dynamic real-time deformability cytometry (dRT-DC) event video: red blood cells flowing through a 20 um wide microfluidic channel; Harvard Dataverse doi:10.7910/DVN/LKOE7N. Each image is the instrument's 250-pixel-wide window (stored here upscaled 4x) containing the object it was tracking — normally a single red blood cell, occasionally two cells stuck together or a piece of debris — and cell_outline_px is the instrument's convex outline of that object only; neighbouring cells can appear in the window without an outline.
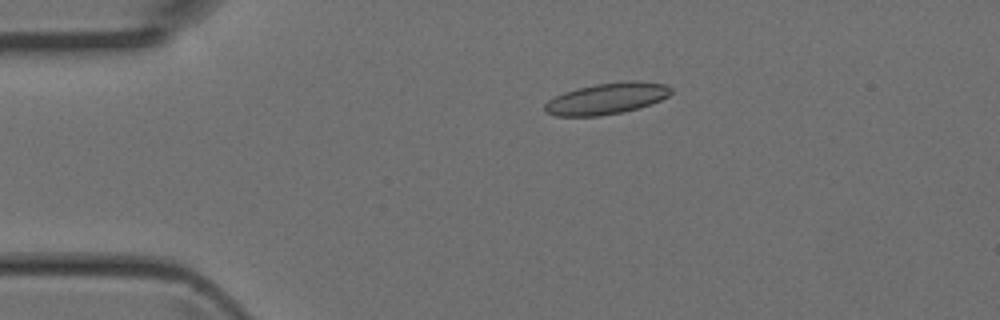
{"species": "Egyptian fruit bat (a non-hibernating species)", "species_latin": "Rousettus aegyptiacus", "temperature_condition": "room temperature", "stored_images_in_passage": 4, "camera_frame_rate_fps": 3000, "um_per_image_px": 0.085, "animal": {"sex": "female"}, "frame": {"image": 1, "passage_image": 3, "time_ms": 0.667, "image_size_px": [1000, 320], "cell_outline_px": [[672, 92], [668, 96], [660, 100], [636, 108], [620, 112], [600, 116], [556, 116], [544, 112], [544, 104], [548, 100], [564, 92], [596, 84], [628, 80], [636, 80], [668, 84], [672, 88]], "centroid_in_image_um": [51.57, 8.37], "position_along_channel_um": 33.4, "area_um2": 22.95}}